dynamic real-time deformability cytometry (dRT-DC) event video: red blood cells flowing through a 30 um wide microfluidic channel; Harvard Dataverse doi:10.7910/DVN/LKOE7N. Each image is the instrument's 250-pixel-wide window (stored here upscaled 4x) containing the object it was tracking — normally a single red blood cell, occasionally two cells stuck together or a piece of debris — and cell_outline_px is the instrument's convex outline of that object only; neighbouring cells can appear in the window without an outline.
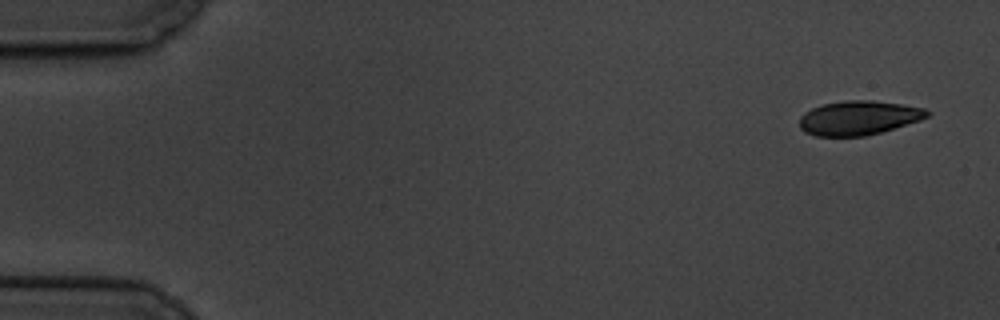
{"species": "common noctule bat (a hibernating species)", "species_latin": "Nyctalus noctula", "temperature_condition": "cold", "stored_images_in_passage": 15, "camera_frame_rate_fps": 3000, "um_per_image_px": 0.085, "animal": {"sex": "male", "body_mass_g": 19.5, "forearm_length_mm": 54.6}, "frame": {"image": 1, "passage_image": 1, "time_ms": 0.0, "image_size_px": [1000, 320], "cell_outline_px": [[932, 112], [928, 116], [920, 120], [880, 132], [864, 136], [816, 136], [804, 132], [800, 128], [800, 116], [804, 112], [820, 104], [848, 100], [872, 100], [900, 104], [924, 108]], "centroid_in_image_um": [72.96, 10.01], "position_along_channel_um": 12.0, "area_um2": 25.43}}
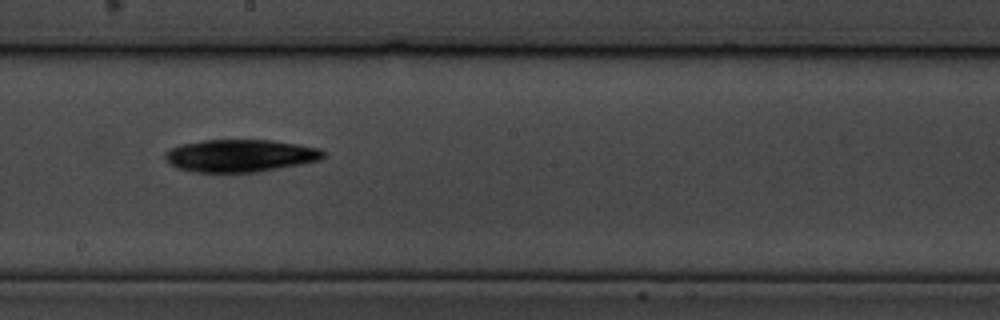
{"frame": {"image": 2, "passage_image": 9, "time_ms": 10.0, "image_size_px": [1000, 320], "cell_outline_px": [[324, 156], [320, 160], [260, 172], [192, 172], [176, 168], [168, 164], [164, 156], [164, 152], [180, 144], [204, 140], [272, 140], [320, 148], [324, 152]], "centroid_in_image_um": [20.38, 13.24], "position_along_channel_um": 227.8, "area_um2": 30.11}}
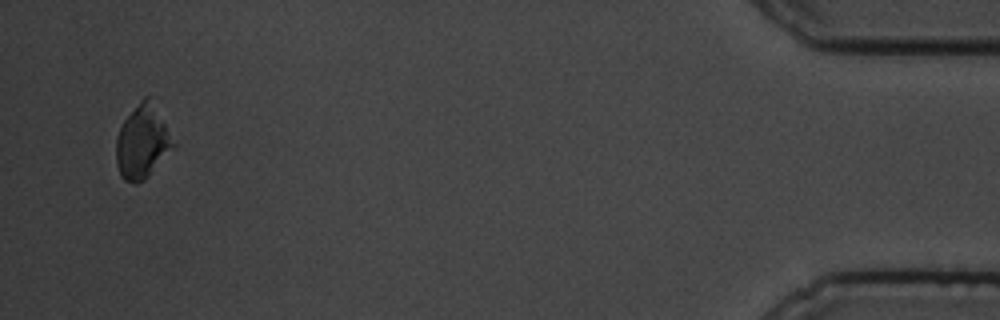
{"frame": {"image": 3, "passage_image": 15, "time_ms": 18.0, "image_size_px": [1000, 320], "cell_outline_px": [[176, 144], [148, 176], [144, 180], [136, 184], [124, 180], [120, 176], [116, 164], [116, 136], [124, 120], [140, 100], [144, 96], [148, 96]], "centroid_in_image_um": [12.06, 12.11], "position_along_channel_um": 423.1, "area_um2": 23.87}, "authors_computed_cell_mechanics": {"area_um2": 28.0908, "velocity_mm_per_s": 3.4086, "shape_relaxation_time_tau1_ms": 2.855, "shape_relaxation_time_tau2_ms": null, "deformation_change_tau1": 0.0794, "deformation_change_tau2": null}}